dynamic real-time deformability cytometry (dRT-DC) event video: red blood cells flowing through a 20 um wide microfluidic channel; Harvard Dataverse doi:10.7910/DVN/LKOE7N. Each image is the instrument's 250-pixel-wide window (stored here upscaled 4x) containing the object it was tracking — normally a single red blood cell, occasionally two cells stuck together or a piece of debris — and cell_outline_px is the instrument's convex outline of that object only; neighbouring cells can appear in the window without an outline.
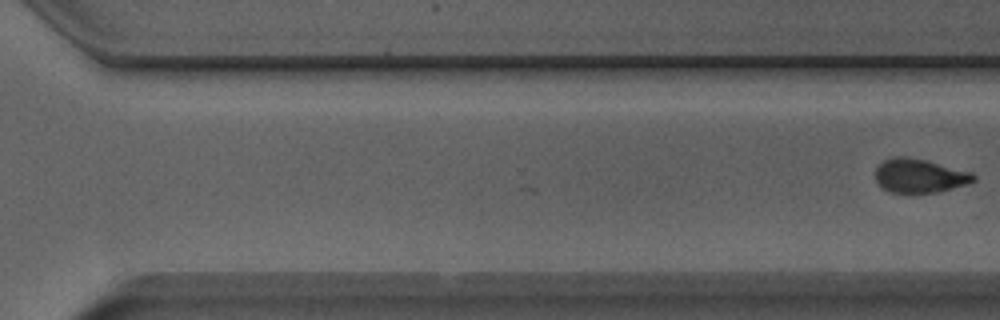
{"species": "Egyptian fruit bat (a non-hibernating species)", "species_latin": "Rousettus aegyptiacus", "temperature_condition": "room temperature", "stored_images_in_passage": 20, "camera_frame_rate_fps": 3000, "um_per_image_px": 0.085, "animal": {"sex": "male"}, "frame": {"image": 1, "passage_image": 20, "time_ms": 6.333, "image_size_px": [1000, 320], "cell_outline_px": [[976, 180], [968, 184], [936, 192], [912, 196], [892, 192], [884, 188], [876, 180], [876, 168], [884, 160], [896, 156], [904, 156], [924, 160], [972, 172], [976, 176]], "centroid_in_image_um": [78.17, 14.98], "position_along_channel_um": 292.4, "area_um2": 19.65}}